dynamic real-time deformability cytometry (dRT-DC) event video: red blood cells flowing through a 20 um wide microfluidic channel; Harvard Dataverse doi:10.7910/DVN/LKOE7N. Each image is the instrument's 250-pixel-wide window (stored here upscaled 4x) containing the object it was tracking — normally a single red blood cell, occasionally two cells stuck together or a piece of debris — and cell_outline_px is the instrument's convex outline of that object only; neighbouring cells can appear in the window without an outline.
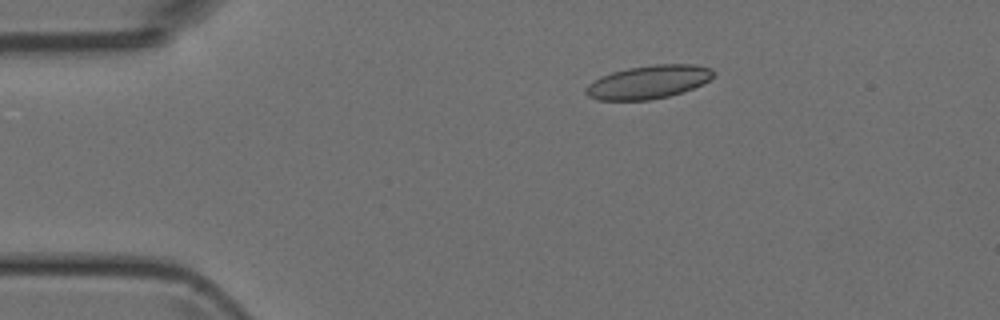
{"species": "Egyptian fruit bat (a non-hibernating species)", "species_latin": "Rousettus aegyptiacus", "temperature_condition": "room temperature", "stored_images_in_passage": 5, "camera_frame_rate_fps": 3000, "um_per_image_px": 0.085, "animal": {"sex": "female"}, "frame": {"image": 1, "passage_image": 2, "time_ms": 2.0, "image_size_px": [1000, 320], "cell_outline_px": [[716, 72], [708, 80], [692, 88], [668, 96], [648, 100], [596, 100], [588, 96], [584, 92], [584, 88], [588, 84], [600, 76], [612, 72], [628, 68], [656, 64], [692, 64], [712, 68]], "centroid_in_image_um": [55.07, 6.97], "position_along_channel_um": 29.9, "area_um2": 24.68}}
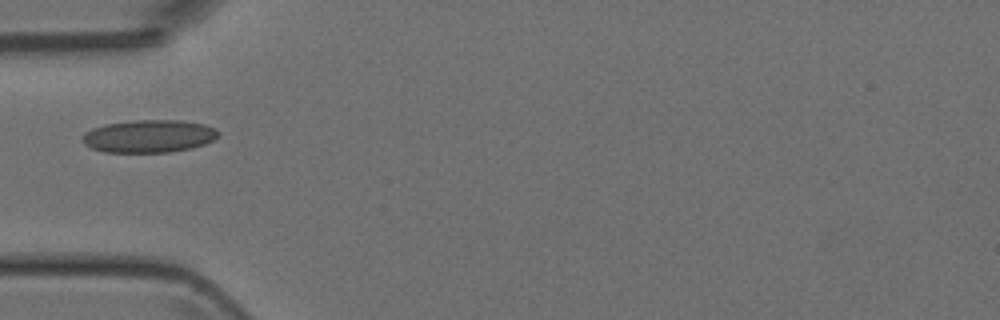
{"frame": {"image": 2, "passage_image": 4, "time_ms": 4.333, "image_size_px": [1000, 320], "cell_outline_px": [[220, 132], [212, 140], [204, 144], [172, 152], [104, 152], [92, 148], [84, 144], [80, 136], [84, 132], [92, 128], [104, 124], [136, 120], [180, 120], [204, 124], [216, 128]], "centroid_in_image_um": [12.62, 11.57], "position_along_channel_um": 72.4, "area_um2": 25.95}}
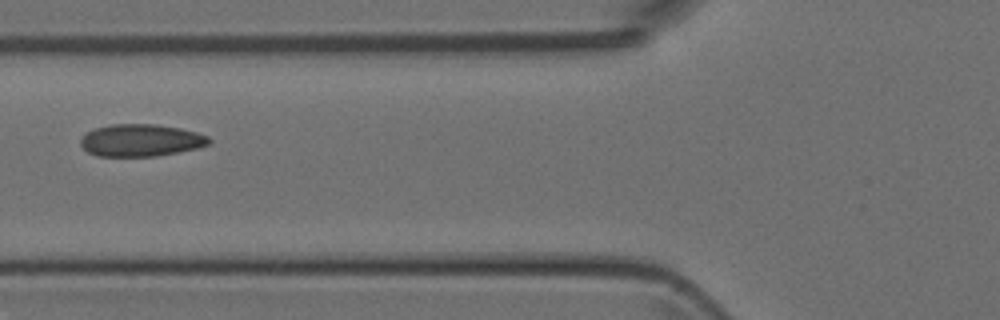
{"frame": {"image": 3, "passage_image": 5, "time_ms": 5.333, "image_size_px": [1000, 320], "cell_outline_px": [[212, 140], [208, 144], [196, 148], [156, 156], [100, 156], [88, 152], [80, 144], [80, 140], [88, 132], [96, 128], [112, 124], [156, 124], [180, 128], [196, 132], [208, 136]], "centroid_in_image_um": [11.98, 11.92], "position_along_channel_um": 113.8, "area_um2": 23.87}}